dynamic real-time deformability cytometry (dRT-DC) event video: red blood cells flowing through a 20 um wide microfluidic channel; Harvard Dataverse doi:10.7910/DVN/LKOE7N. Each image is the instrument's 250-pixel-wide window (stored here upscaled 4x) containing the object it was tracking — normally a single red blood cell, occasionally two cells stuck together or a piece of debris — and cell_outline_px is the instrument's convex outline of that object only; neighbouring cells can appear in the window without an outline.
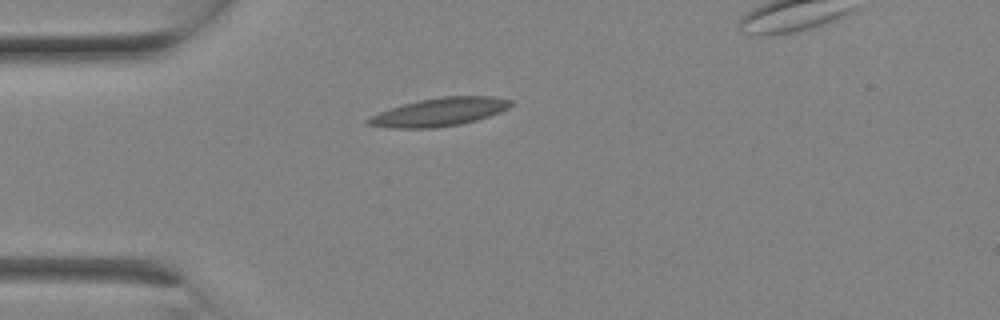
{"species": "Egyptian fruit bat (a non-hibernating species)", "species_latin": "Rousettus aegyptiacus", "temperature_condition": "room temperature", "stored_images_in_passage": 2, "camera_frame_rate_fps": 3000, "um_per_image_px": 0.085, "animal": {"sex": "female"}, "frame": {"image": 1, "passage_image": 1, "time_ms": 0.0, "image_size_px": [1000, 320], "cell_outline_px": [[516, 104], [500, 112], [476, 120], [460, 124], [432, 128], [392, 128], [368, 124], [364, 120], [368, 116], [404, 104], [420, 100], [440, 96], [492, 96], [512, 100]], "centroid_in_image_um": [37.38, 9.51], "position_along_channel_um": 47.6, "area_um2": 23.41}}